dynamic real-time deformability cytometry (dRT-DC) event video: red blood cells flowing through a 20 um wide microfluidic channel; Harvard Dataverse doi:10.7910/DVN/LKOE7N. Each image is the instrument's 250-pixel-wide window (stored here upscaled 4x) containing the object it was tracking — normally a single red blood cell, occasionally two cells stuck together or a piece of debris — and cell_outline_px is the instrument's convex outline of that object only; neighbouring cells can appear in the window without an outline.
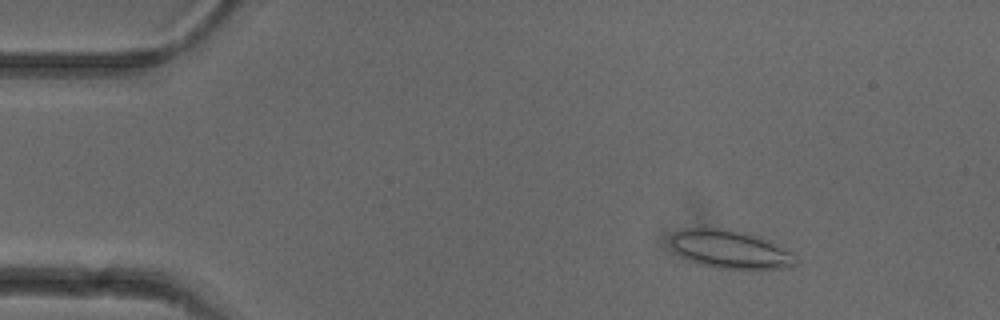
{"species": "common noctule bat (a hibernating species)", "species_latin": "Nyctalus noctula", "temperature_condition": "cold", "stored_images_in_passage": 53, "camera_frame_rate_fps": 3000, "um_per_image_px": 0.085, "animal": {"sex": "female"}, "frame": {"image": 1, "passage_image": 8, "time_ms": 2.333, "image_size_px": [1000, 320], "cell_outline_px": [[800, 260], [792, 268], [716, 268], [680, 256], [672, 248], [672, 236], [676, 232], [684, 228], [712, 228], [744, 232], [760, 236], [792, 252]], "centroid_in_image_um": [62.13, 21.19], "position_along_channel_um": 22.9, "area_um2": 27.51}}
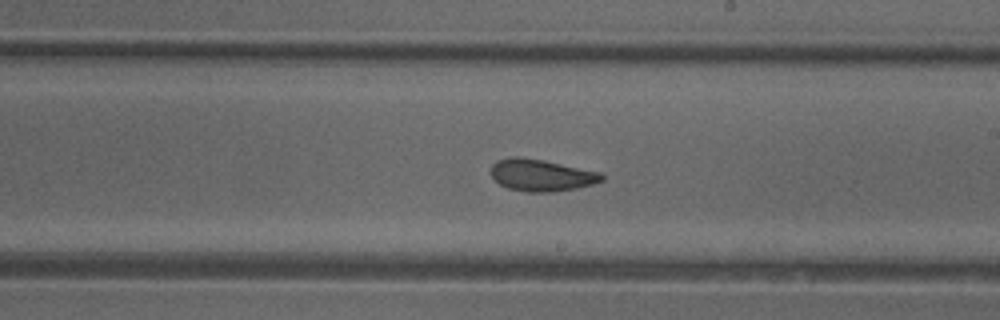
{"frame": {"image": 2, "passage_image": 31, "time_ms": 10.0, "image_size_px": [1000, 320], "cell_outline_px": [[604, 180], [592, 184], [576, 188], [552, 192], [528, 192], [508, 188], [500, 184], [488, 172], [492, 164], [496, 160], [512, 156], [520, 156], [544, 160], [600, 172], [604, 176]], "centroid_in_image_um": [45.97, 14.88], "position_along_channel_um": 243.0, "area_um2": 20.75}}
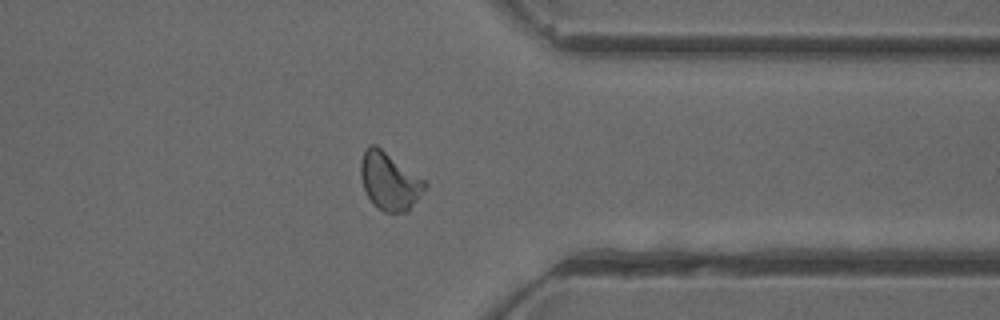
{"frame": {"image": 3, "passage_image": 42, "time_ms": 13.667, "image_size_px": [1000, 320], "cell_outline_px": [[428, 184], [408, 212], [384, 212], [368, 196], [364, 188], [360, 176], [360, 160], [364, 148], [368, 144], [376, 144], [424, 180]], "centroid_in_image_um": [33.08, 15.36], "position_along_channel_um": 378.3, "area_um2": 21.33}, "authors_computed_cell_mechanics": {"area_um2": 20.8658, "velocity_mm_per_s": 3.8763, "shape_relaxation_time_tau1_ms": null, "shape_relaxation_time_tau2_ms": 1.9791, "deformation_change_tau1": null, "deformation_change_tau2": 0.0836}}